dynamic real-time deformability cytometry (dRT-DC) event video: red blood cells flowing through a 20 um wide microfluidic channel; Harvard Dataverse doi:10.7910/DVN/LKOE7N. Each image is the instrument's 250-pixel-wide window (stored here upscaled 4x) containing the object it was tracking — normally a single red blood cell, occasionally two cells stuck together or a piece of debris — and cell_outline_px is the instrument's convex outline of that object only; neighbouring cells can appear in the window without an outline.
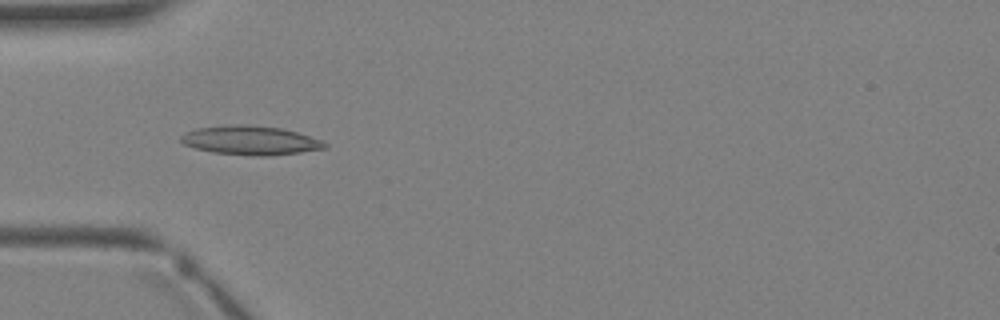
{"species": "Egyptian fruit bat (a non-hibernating species)", "species_latin": "Rousettus aegyptiacus", "temperature_condition": "warm", "stored_images_in_passage": 3, "camera_frame_rate_fps": 3000, "um_per_image_px": 0.085, "animal": {"sex": "female"}, "frame": {"image": 1, "passage_image": 3, "time_ms": 2.667, "image_size_px": [1000, 320], "cell_outline_px": [[328, 148], [300, 152], [264, 156], [256, 156], [212, 152], [196, 148], [184, 144], [180, 140], [180, 136], [196, 128], [232, 124], [240, 124], [280, 128], [296, 132], [320, 140], [328, 144]], "centroid_in_image_um": [21.28, 11.93], "position_along_channel_um": 63.7, "area_um2": 24.04}}